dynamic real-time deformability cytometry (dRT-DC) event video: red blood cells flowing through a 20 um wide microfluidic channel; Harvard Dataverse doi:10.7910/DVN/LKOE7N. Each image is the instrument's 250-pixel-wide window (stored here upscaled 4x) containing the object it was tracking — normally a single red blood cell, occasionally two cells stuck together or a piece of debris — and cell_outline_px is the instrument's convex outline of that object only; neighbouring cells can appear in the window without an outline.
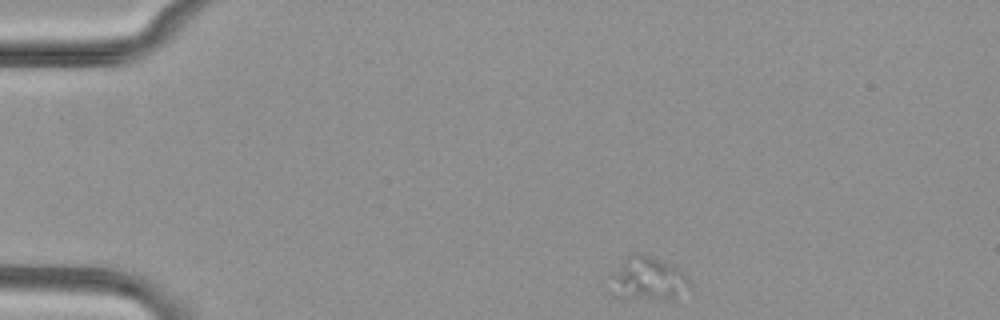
{"species": "common noctule bat (a hibernating species)", "species_latin": "Nyctalus noctula", "temperature_condition": "cold", "stored_images_in_passage": 25, "camera_frame_rate_fps": 3000, "um_per_image_px": 0.085, "animal": {"sex": "female", "body_mass_g": 29.2, "forearm_length_mm": 56.3}, "frame": {"image": 1, "passage_image": 1, "time_ms": 0.0, "image_size_px": [1000, 320], "cell_outline_px": [[692, 292], [672, 300], [620, 300], [612, 296], [616, 272], [624, 256], [632, 252], [644, 252], [680, 268], [688, 276], [692, 284]], "centroid_in_image_um": [55.2, 23.74], "position_along_channel_um": 29.8, "area_um2": 21.27}}
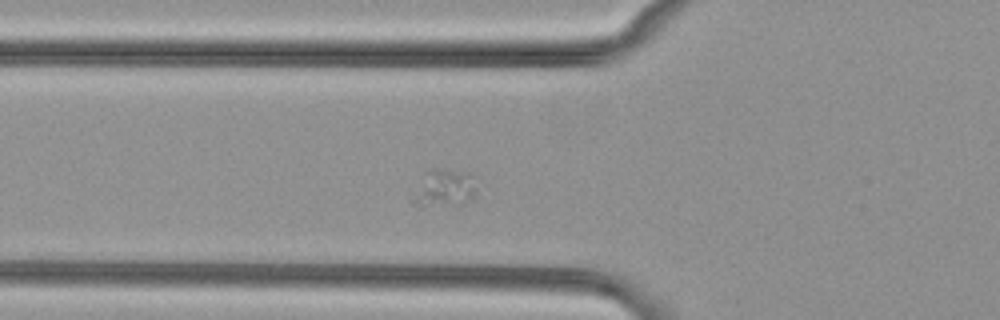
{"frame": {"image": 2, "passage_image": 11, "time_ms": 3.333, "image_size_px": [1000, 320], "cell_outline_px": [[480, 180], [476, 192], [464, 204], [420, 208], [412, 204], [424, 172], [432, 168], [440, 168], [468, 172]], "centroid_in_image_um": [37.84, 15.99], "position_along_channel_um": 88.0, "area_um2": 14.45}}
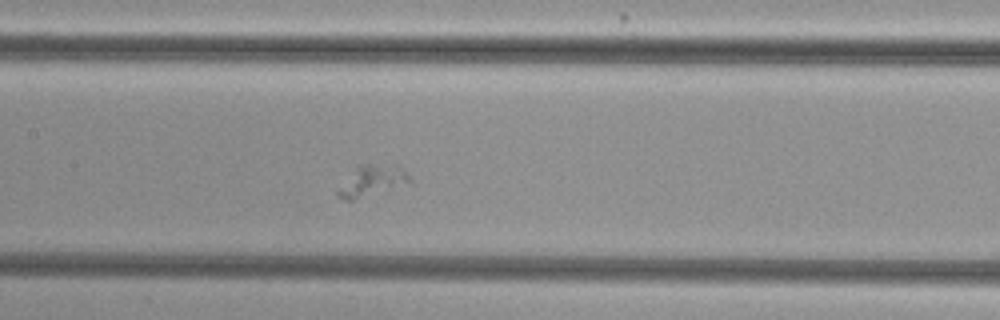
{"frame": {"image": 3, "passage_image": 18, "time_ms": 5.667, "image_size_px": [1000, 320], "cell_outline_px": [[412, 184], [352, 200], [344, 200], [336, 196], [336, 192], [356, 168], [360, 164], [400, 164], [408, 172], [412, 180]], "centroid_in_image_um": [31.75, 15.36], "position_along_channel_um": 175.7, "area_um2": 13.24}}